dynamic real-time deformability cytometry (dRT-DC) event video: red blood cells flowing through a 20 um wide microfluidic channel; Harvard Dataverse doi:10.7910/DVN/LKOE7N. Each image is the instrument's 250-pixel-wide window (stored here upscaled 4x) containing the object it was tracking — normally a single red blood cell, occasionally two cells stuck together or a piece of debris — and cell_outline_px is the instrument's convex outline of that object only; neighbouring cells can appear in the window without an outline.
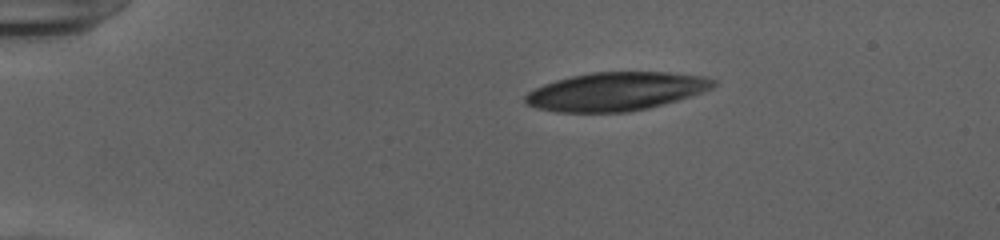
{"species": "human", "species_latin": "Homo sapiens", "temperature_condition": "cold", "stored_images_in_passage": 43, "camera_frame_rate_fps": 3000, "um_per_image_px": 0.085, "donor": {"sex": "female"}, "frame": {"image": 1, "passage_image": 1, "time_ms": 0.0, "image_size_px": [1000, 240], "cell_outline_px": [[716, 84], [712, 88], [664, 104], [648, 108], [628, 112], [556, 112], [536, 108], [524, 104], [524, 96], [528, 92], [544, 84], [556, 80], [572, 76], [592, 72], [668, 72], [704, 76], [716, 80]], "centroid_in_image_um": [52.32, 7.77], "position_along_channel_um": 32.7, "area_um2": 42.02}}
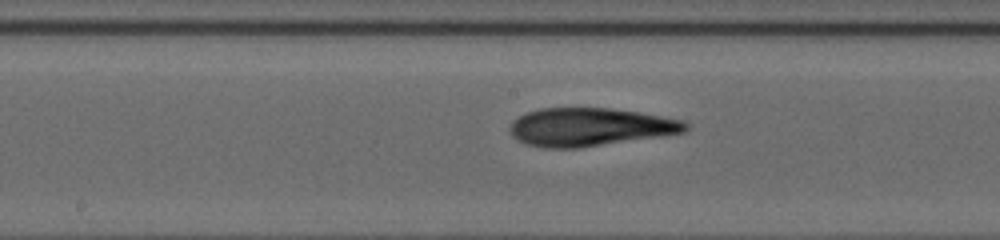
{"frame": {"image": 2, "passage_image": 19, "time_ms": 6.0, "image_size_px": [1000, 240], "cell_outline_px": [[688, 128], [684, 132], [660, 136], [580, 148], [544, 148], [524, 144], [516, 140], [508, 132], [508, 128], [512, 120], [528, 112], [540, 108], [612, 108], [640, 112], [684, 120], [688, 124]], "centroid_in_image_um": [50.1, 10.8], "position_along_channel_um": 198.1, "area_um2": 39.36}}
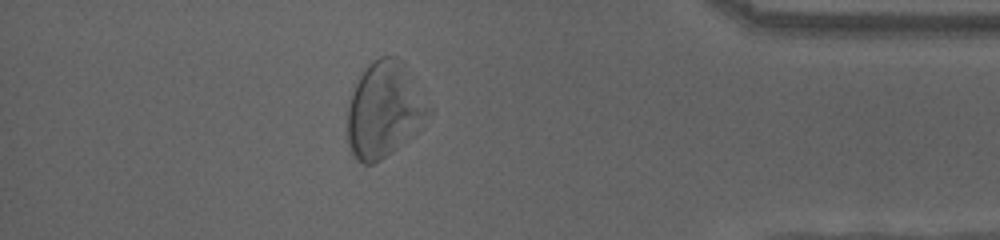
{"frame": {"image": 3, "passage_image": 37, "time_ms": 12.0, "image_size_px": [1000, 240], "cell_outline_px": [[432, 112], [396, 148], [380, 160], [372, 164], [364, 164], [356, 160], [348, 144], [348, 104], [352, 92], [360, 76], [380, 56], [396, 56], [432, 104]], "centroid_in_image_um": [32.65, 9.34], "position_along_channel_um": 402.5, "area_um2": 44.1}, "authors_computed_cell_mechanics": {"area_um2": 41.4426, "velocity_mm_per_s": 3.9097, "shape_relaxation_time_tau1_ms": 3.1802, "shape_relaxation_time_tau2_ms": 2.8554, "deformation_change_tau1": 0.1584, "deformation_change_tau2": 0.1333}}